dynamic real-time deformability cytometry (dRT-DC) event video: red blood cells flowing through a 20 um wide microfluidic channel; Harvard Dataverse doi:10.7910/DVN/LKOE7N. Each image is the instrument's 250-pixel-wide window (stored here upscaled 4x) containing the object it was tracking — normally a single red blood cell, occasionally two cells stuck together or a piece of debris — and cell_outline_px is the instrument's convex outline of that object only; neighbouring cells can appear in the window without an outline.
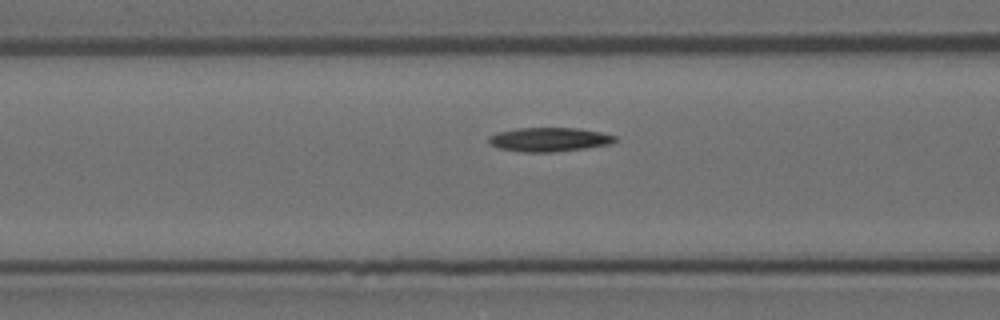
{"species": "Egyptian fruit bat (a non-hibernating species)", "species_latin": "Rousettus aegyptiacus", "temperature_condition": "room temperature", "stored_images_in_passage": 5, "segment_of_instrument_passage": [1, 2], "camera_frame_rate_fps": 3000, "um_per_image_px": 0.085, "animal": {"sex": "female"}, "frame": {"image": 1, "passage_image": 4, "time_ms": 1.0, "image_size_px": [1000, 320], "cell_outline_px": [[616, 140], [608, 144], [584, 148], [552, 152], [524, 152], [500, 148], [488, 144], [488, 136], [496, 132], [516, 128], [580, 128], [600, 132], [616, 136]], "centroid_in_image_um": [46.62, 11.85], "position_along_channel_um": 120.0, "area_um2": 17.63}}